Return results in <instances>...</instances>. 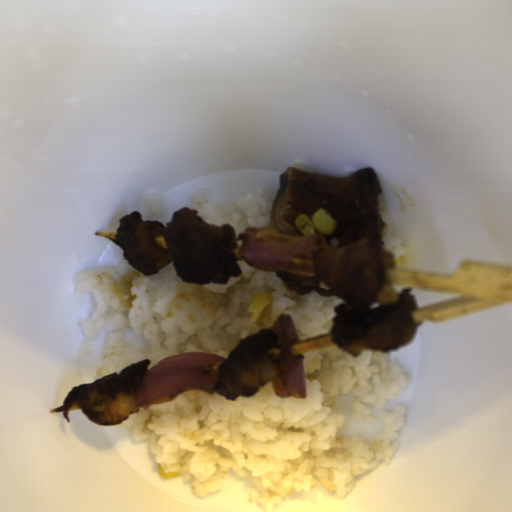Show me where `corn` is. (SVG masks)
<instances>
[{"label": "corn", "instance_id": "51d56268", "mask_svg": "<svg viewBox=\"0 0 512 512\" xmlns=\"http://www.w3.org/2000/svg\"><path fill=\"white\" fill-rule=\"evenodd\" d=\"M295 225L301 234L317 233L321 236L331 235L337 223L323 208H319L309 219L306 214H299Z\"/></svg>", "mask_w": 512, "mask_h": 512}, {"label": "corn", "instance_id": "f1292c28", "mask_svg": "<svg viewBox=\"0 0 512 512\" xmlns=\"http://www.w3.org/2000/svg\"><path fill=\"white\" fill-rule=\"evenodd\" d=\"M272 302L270 292L266 291H253L251 302L247 308L248 323L255 324L263 314L265 308Z\"/></svg>", "mask_w": 512, "mask_h": 512}, {"label": "corn", "instance_id": "5cfa1b94", "mask_svg": "<svg viewBox=\"0 0 512 512\" xmlns=\"http://www.w3.org/2000/svg\"><path fill=\"white\" fill-rule=\"evenodd\" d=\"M157 470L160 477L165 479L178 478V476L181 475V473L175 471L165 472L163 470L162 464H158Z\"/></svg>", "mask_w": 512, "mask_h": 512}, {"label": "corn", "instance_id": "cfcad685", "mask_svg": "<svg viewBox=\"0 0 512 512\" xmlns=\"http://www.w3.org/2000/svg\"><path fill=\"white\" fill-rule=\"evenodd\" d=\"M403 268V262H402V256L400 255L398 258L394 260V267H392L393 270H400Z\"/></svg>", "mask_w": 512, "mask_h": 512}]
</instances>
